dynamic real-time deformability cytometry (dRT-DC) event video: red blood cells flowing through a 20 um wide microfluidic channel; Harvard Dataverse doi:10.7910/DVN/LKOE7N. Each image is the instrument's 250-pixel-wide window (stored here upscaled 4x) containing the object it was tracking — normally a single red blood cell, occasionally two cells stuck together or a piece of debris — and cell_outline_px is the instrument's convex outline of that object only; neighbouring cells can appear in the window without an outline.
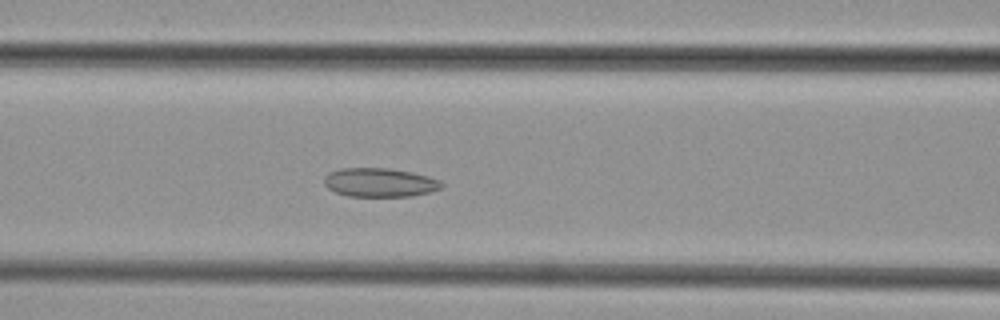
{"species": "common noctule bat (a hibernating species)", "species_latin": "Nyctalus noctula", "temperature_condition": "cold", "stored_images_in_passage": 34, "camera_frame_rate_fps": 3000, "um_per_image_px": 0.085, "animal": {"sex": "female", "body_mass_g": 29.2, "forearm_length_mm": 56.3}, "frame": {"image": 1, "passage_image": 16, "time_ms": 5.0, "image_size_px": [1000, 320], "cell_outline_px": [[444, 184], [440, 188], [428, 192], [412, 196], [348, 196], [336, 192], [328, 188], [324, 184], [324, 176], [328, 172], [340, 168], [392, 168], [428, 176], [440, 180]], "centroid_in_image_um": [32.25, 15.5], "position_along_channel_um": 134.4, "area_um2": 19.77}}
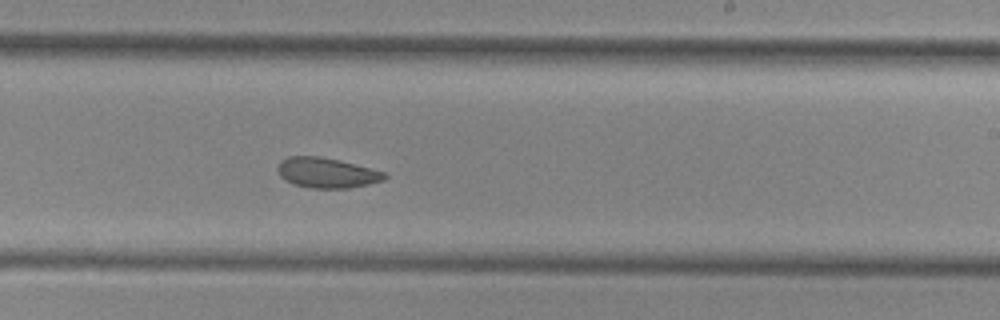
{"frame": {"image": 2, "passage_image": 25, "time_ms": 8.0, "image_size_px": [1000, 320], "cell_outline_px": [[388, 176], [384, 180], [368, 184], [348, 188], [312, 188], [292, 184], [284, 180], [280, 176], [276, 168], [280, 160], [288, 156], [320, 156], [340, 160], [384, 172]], "centroid_in_image_um": [27.72, 14.68], "position_along_channel_um": 261.3, "area_um2": 18.9}}
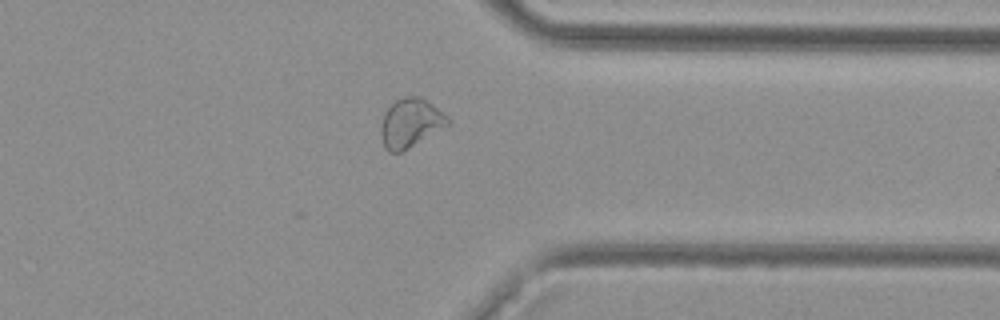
{"frame": {"image": 3, "passage_image": 34, "time_ms": 11.0, "image_size_px": [1000, 320], "cell_outline_px": [[452, 124], [400, 152], [388, 152], [384, 148], [380, 132], [380, 128], [384, 112], [396, 100], [404, 96], [420, 96], [432, 104], [448, 116], [452, 120]], "centroid_in_image_um": [34.91, 10.45], "position_along_channel_um": 376.5, "area_um2": 19.19}}